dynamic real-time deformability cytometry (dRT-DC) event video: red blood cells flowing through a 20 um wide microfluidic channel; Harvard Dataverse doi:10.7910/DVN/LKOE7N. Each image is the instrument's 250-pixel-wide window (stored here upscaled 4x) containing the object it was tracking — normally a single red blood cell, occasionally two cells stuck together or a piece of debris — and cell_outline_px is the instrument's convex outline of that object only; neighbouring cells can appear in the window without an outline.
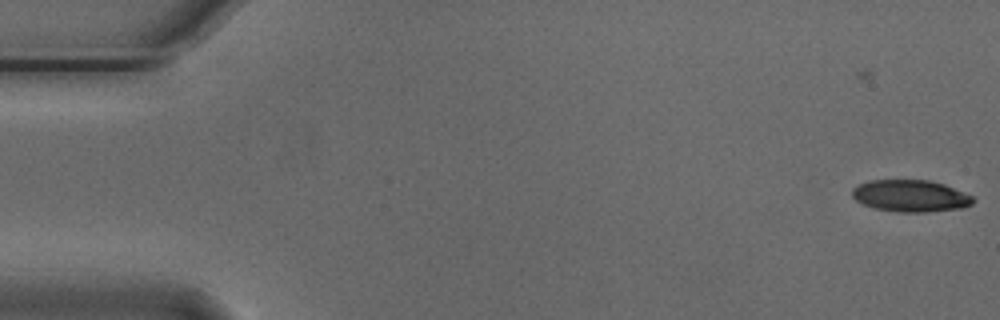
{"species": "Egyptian fruit bat (a non-hibernating species)", "species_latin": "Rousettus aegyptiacus", "temperature_condition": "cold", "stored_images_in_passage": 56, "segment_of_instrument_passage": [1, 2], "camera_frame_rate_fps": 3000, "um_per_image_px": 0.085, "animal": {"sex": "male"}, "frame": {"image": 1, "passage_image": 1, "time_ms": 0.0, "image_size_px": [1000, 320], "cell_outline_px": [[976, 200], [972, 204], [964, 208], [928, 212], [900, 212], [872, 208], [856, 200], [852, 196], [852, 188], [868, 180], [928, 180], [944, 184], [976, 196]], "centroid_in_image_um": [77.45, 16.65], "position_along_channel_um": 7.5, "area_um2": 22.77}}
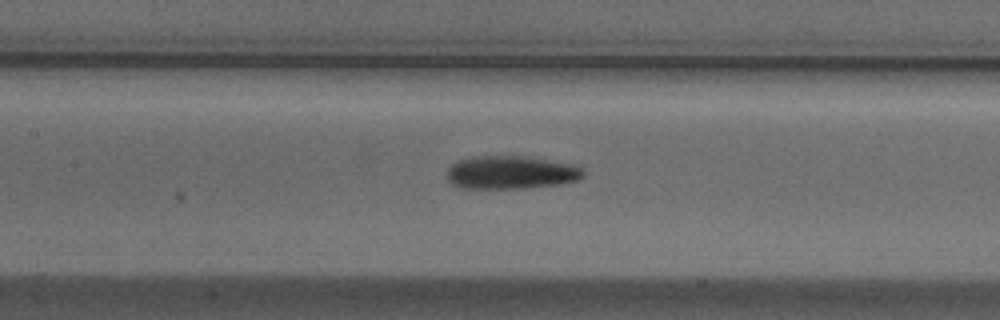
{"frame": {"image": 2, "passage_image": 25, "time_ms": 8.0, "image_size_px": [1000, 320], "cell_outline_px": [[584, 176], [576, 180], [560, 184], [528, 188], [460, 188], [452, 184], [448, 180], [448, 168], [456, 160], [472, 156], [524, 156], [568, 164], [580, 168], [584, 172]], "centroid_in_image_um": [43.36, 14.66], "position_along_channel_um": 164.0, "area_um2": 26.18}}
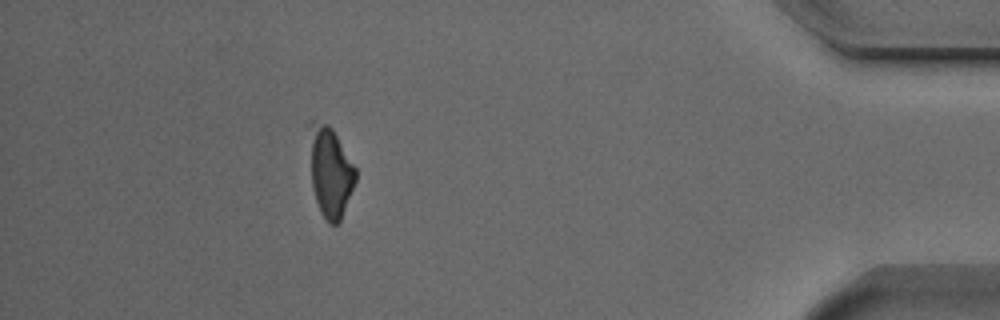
{"frame": {"image": 3, "passage_image": 49, "time_ms": 16.0, "image_size_px": [1000, 320], "cell_outline_px": [[356, 180], [340, 220], [336, 224], [328, 224], [320, 212], [316, 200], [312, 184], [308, 124], [308, 120], [312, 120], [328, 124], [332, 128], [356, 168]], "centroid_in_image_um": [28.05, 14.57], "position_along_channel_um": 407.1, "area_um2": 24.16}}